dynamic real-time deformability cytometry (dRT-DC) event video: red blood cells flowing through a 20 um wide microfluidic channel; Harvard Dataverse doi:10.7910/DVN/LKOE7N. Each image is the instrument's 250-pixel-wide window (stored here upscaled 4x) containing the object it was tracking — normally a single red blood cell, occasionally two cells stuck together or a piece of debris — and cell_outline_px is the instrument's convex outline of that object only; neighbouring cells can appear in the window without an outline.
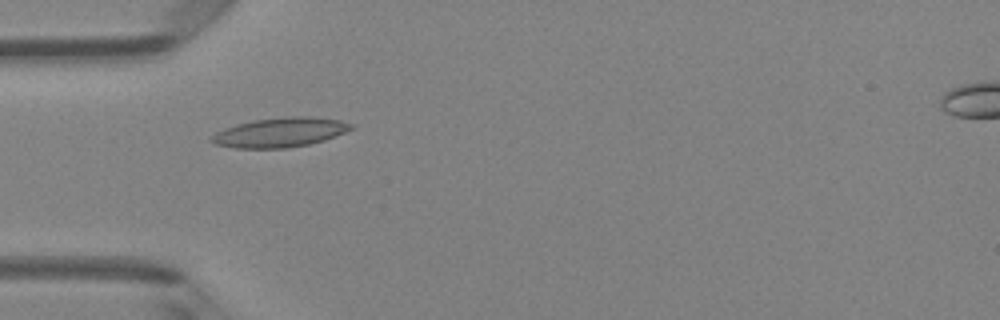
{"species": "Egyptian fruit bat (a non-hibernating species)", "species_latin": "Rousettus aegyptiacus", "temperature_condition": "room temperature", "stored_images_in_passage": 50, "camera_frame_rate_fps": 3000, "um_per_image_px": 0.085, "animal": {"sex": "female"}, "frame": {"image": 1, "passage_image": 16, "time_ms": 5.0, "image_size_px": [1000, 320], "cell_outline_px": [[356, 128], [324, 140], [308, 144], [288, 148], [236, 148], [216, 144], [208, 140], [216, 132], [224, 128], [236, 124], [252, 120], [288, 116], [308, 116], [340, 120], [356, 124]], "centroid_in_image_um": [23.84, 11.24], "position_along_channel_um": 61.2, "area_um2": 24.16}}
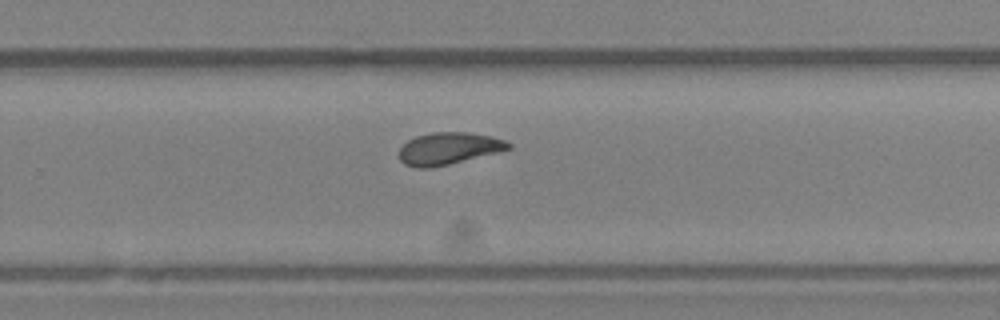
{"frame": {"image": 2, "passage_image": 33, "time_ms": 10.667, "image_size_px": [1000, 320], "cell_outline_px": [[512, 148], [448, 164], [428, 168], [416, 168], [404, 164], [400, 160], [400, 148], [408, 140], [416, 136], [432, 132], [468, 132], [492, 136], [504, 140], [512, 144]], "centroid_in_image_um": [38.12, 12.61], "position_along_channel_um": 291.7, "area_um2": 20.23}}
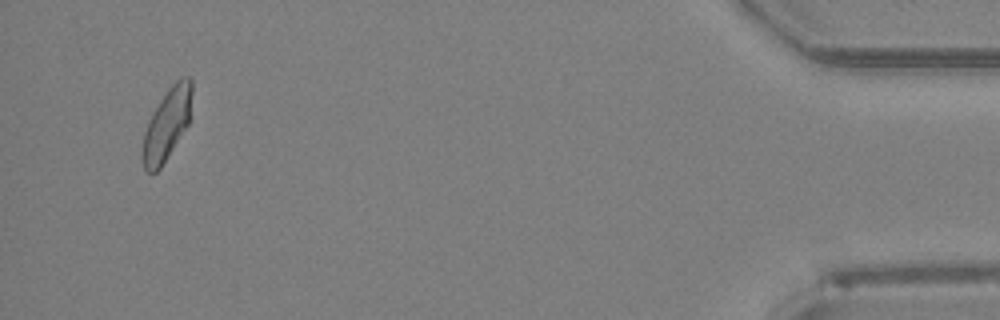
{"frame": {"image": 3, "passage_image": 48, "time_ms": 15.667, "image_size_px": [1000, 320], "cell_outline_px": [[192, 92], [188, 124], [160, 168], [156, 172], [144, 172], [140, 156], [140, 148], [144, 132], [148, 120], [152, 112], [168, 88], [180, 76], [188, 76], [192, 80]], "centroid_in_image_um": [14.14, 10.58], "position_along_channel_um": 421.1, "area_um2": 20.87}, "authors_computed_cell_mechanics": {"area_um2": 20.7502, "velocity_mm_per_s": 4.1132, "shape_relaxation_time_tau1_ms": 6.5775, "shape_relaxation_time_tau2_ms": 1.5201, "deformation_change_tau1": 0.1788, "deformation_change_tau2": 0.0619}}